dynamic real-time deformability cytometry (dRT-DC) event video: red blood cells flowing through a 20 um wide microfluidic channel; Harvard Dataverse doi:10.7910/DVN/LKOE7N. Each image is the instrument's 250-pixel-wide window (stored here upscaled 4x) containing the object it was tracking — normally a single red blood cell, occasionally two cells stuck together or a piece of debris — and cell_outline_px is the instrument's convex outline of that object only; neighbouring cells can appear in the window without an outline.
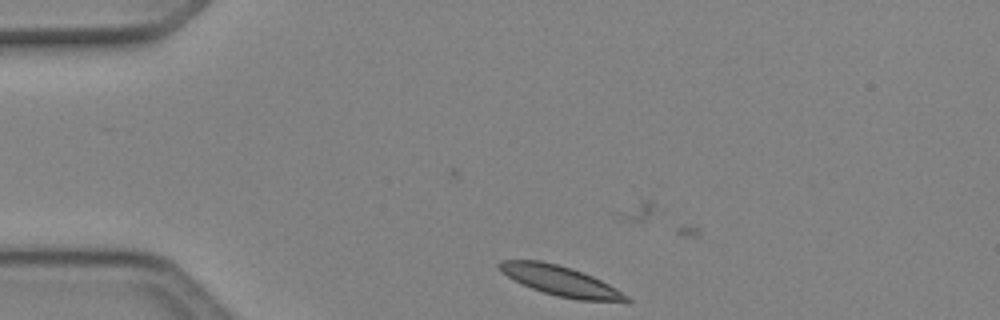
{"species": "Egyptian fruit bat (a non-hibernating species)", "species_latin": "Rousettus aegyptiacus", "temperature_condition": "cold", "stored_images_in_passage": 7, "camera_frame_rate_fps": 3000, "um_per_image_px": 0.085, "animal": {"sex": "female"}, "frame": {"image": 1, "passage_image": 2, "time_ms": 0.333, "image_size_px": [1000, 320], "cell_outline_px": [[632, 304], [628, 304], [580, 300], [556, 296], [532, 288], [500, 272], [496, 264], [500, 260], [540, 260], [572, 268], [584, 272], [616, 288], [628, 296], [632, 300]], "centroid_in_image_um": [47.74, 23.9], "position_along_channel_um": 37.3, "area_um2": 22.48}}